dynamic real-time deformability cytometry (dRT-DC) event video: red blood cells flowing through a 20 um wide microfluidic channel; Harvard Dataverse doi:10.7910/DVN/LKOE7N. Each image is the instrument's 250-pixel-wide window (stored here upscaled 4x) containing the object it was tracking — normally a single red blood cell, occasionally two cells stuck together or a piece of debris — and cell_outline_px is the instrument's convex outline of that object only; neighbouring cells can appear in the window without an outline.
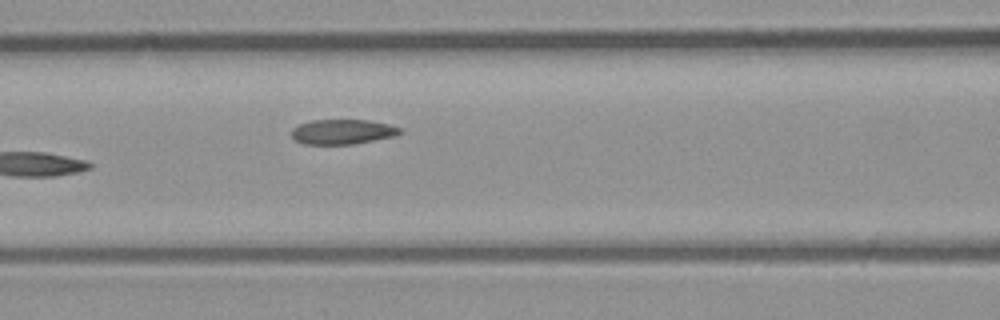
{"species": "common noctule bat (a hibernating species)", "species_latin": "Nyctalus noctula", "temperature_condition": "room temperature", "stored_images_in_passage": 7, "camera_frame_rate_fps": 3000, "um_per_image_px": 0.085, "animal": {"sex": "male", "body_mass_g": 23.1, "forearm_length_mm": 52.7}, "frame": {"image": 1, "passage_image": 7, "time_ms": 2.0, "image_size_px": [1000, 320], "cell_outline_px": [[404, 132], [392, 136], [352, 144], [304, 144], [296, 140], [292, 136], [292, 128], [308, 120], [368, 120], [388, 124], [404, 128]], "centroid_in_image_um": [29.12, 11.19], "position_along_channel_um": 137.5, "area_um2": 15.66}}